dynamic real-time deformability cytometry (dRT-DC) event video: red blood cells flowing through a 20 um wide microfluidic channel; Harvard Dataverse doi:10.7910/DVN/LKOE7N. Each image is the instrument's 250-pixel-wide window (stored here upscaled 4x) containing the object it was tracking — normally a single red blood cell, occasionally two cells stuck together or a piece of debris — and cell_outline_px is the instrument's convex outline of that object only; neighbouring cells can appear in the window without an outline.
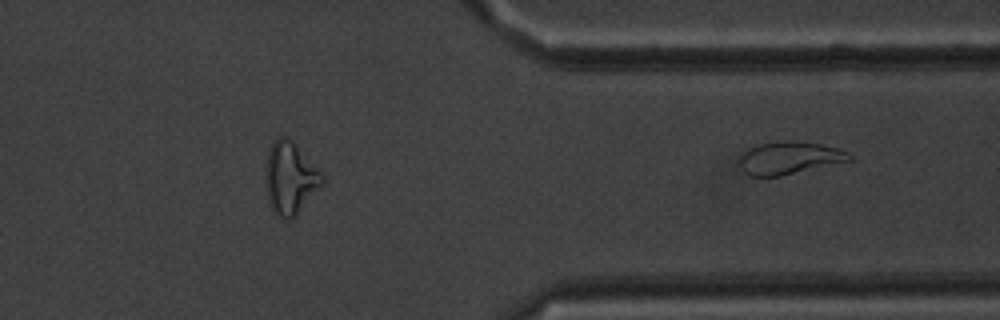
{"species": "common noctule bat (a hibernating species)", "species_latin": "Nyctalus noctula", "temperature_condition": "warm", "stored_images_in_passage": 46, "segment_of_instrument_passage": [2, 2], "camera_frame_rate_fps": 3000, "um_per_image_px": 0.085, "animal": {"sex": "male", "body_mass_g": 20.1, "forearm_length_mm": 53.5}, "frame": {"image": 1, "passage_image": 46, "time_ms": 15.0, "image_size_px": [1000, 320], "cell_outline_px": [[852, 160], [780, 176], [748, 176], [744, 172], [740, 164], [740, 152], [760, 144], [784, 140], [792, 140], [820, 144], [836, 148], [848, 152], [852, 156]], "centroid_in_image_um": [67.07, 13.42], "position_along_channel_um": 344.3, "area_um2": 20.81}}